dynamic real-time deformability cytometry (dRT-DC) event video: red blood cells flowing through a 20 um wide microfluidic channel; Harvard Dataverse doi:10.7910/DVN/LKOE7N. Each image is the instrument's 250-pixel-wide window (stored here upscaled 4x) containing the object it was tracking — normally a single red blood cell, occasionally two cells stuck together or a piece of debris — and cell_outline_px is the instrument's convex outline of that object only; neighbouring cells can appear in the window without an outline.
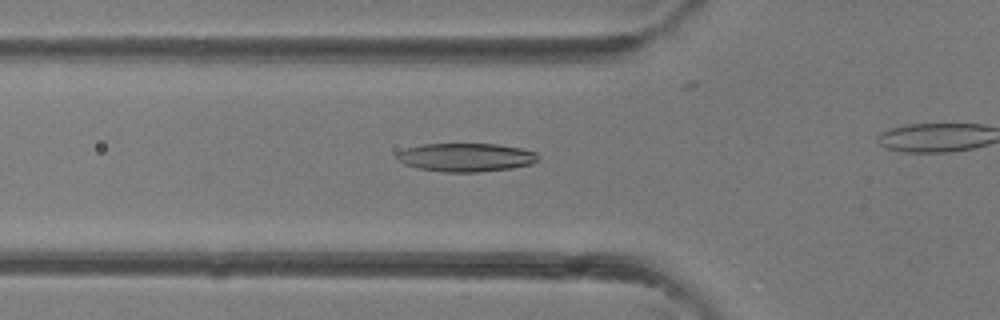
{"species": "common noctule bat (a hibernating species)", "species_latin": "Nyctalus noctula", "temperature_condition": "room temperature", "stored_images_in_passage": 34, "camera_frame_rate_fps": 3000, "um_per_image_px": 0.085, "animal": {"sex": "female"}, "frame": {"image": 1, "passage_image": 15, "time_ms": 4.667, "image_size_px": [1000, 320], "cell_outline_px": [[536, 160], [532, 164], [512, 168], [480, 172], [444, 172], [420, 168], [404, 164], [396, 156], [396, 152], [408, 148], [424, 144], [496, 144], [520, 148], [536, 152]], "centroid_in_image_um": [39.6, 13.38], "position_along_channel_um": 86.2, "area_um2": 23.18}}
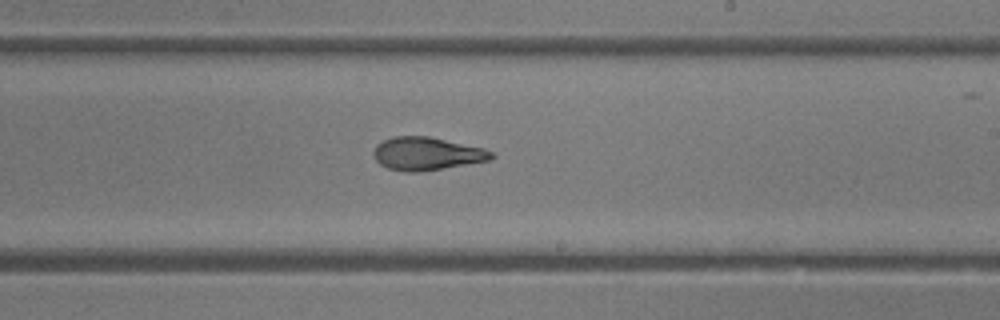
{"frame": {"image": 2, "passage_image": 25, "time_ms": 8.0, "image_size_px": [1000, 320], "cell_outline_px": [[496, 156], [492, 160], [416, 172], [408, 172], [388, 168], [380, 164], [376, 160], [372, 152], [376, 144], [392, 136], [428, 136], [484, 148], [492, 152]], "centroid_in_image_um": [36.27, 13.05], "position_along_channel_um": 252.7, "area_um2": 22.6}}
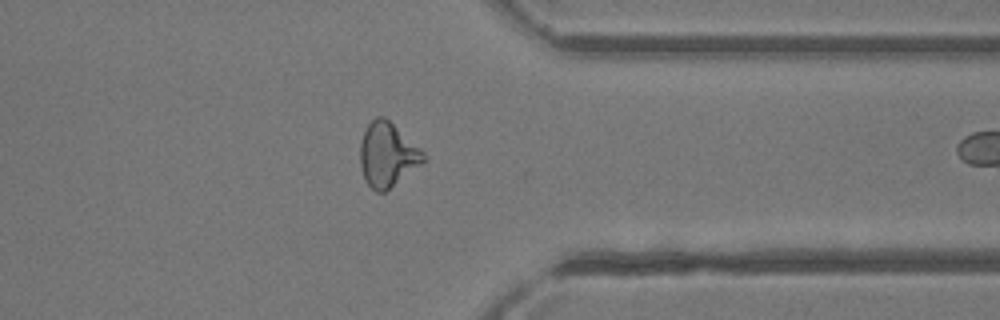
{"frame": {"image": 3, "passage_image": 33, "time_ms": 10.667, "image_size_px": [1000, 320], "cell_outline_px": [[428, 160], [384, 192], [376, 192], [364, 180], [360, 164], [360, 140], [364, 128], [376, 116], [384, 116], [420, 148], [428, 156]], "centroid_in_image_um": [32.93, 13.14], "position_along_channel_um": 378.5, "area_um2": 23.87}}